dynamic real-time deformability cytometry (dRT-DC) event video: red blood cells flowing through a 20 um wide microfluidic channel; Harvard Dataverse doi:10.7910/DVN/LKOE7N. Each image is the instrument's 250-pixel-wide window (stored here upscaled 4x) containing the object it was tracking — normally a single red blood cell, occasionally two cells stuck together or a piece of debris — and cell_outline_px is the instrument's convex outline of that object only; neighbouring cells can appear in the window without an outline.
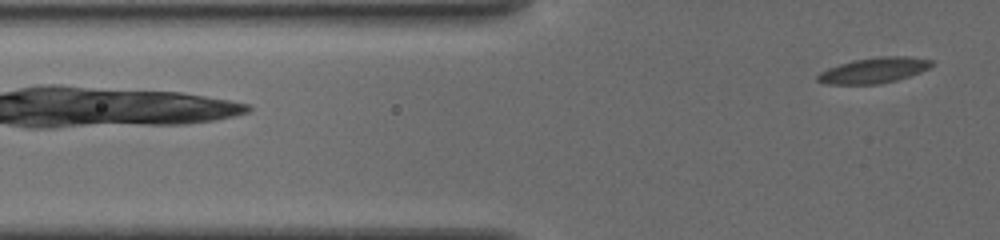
{"species": "common noctule bat (a hibernating species)", "species_latin": "Nyctalus noctula", "temperature_condition": "cold", "stored_images_in_passage": 4, "camera_frame_rate_fps": 3000, "um_per_image_px": 0.085, "animal": {"sex": "female", "body_mass_g": 19.5, "forearm_length_mm": 54.1}, "frame": {"image": 1, "passage_image": 4, "time_ms": 3.0, "image_size_px": [1000, 240], "cell_outline_px": [[936, 64], [920, 72], [896, 80], [876, 84], [824, 84], [816, 80], [816, 76], [820, 72], [828, 68], [852, 60], [880, 56], [908, 56], [932, 60]], "centroid_in_image_um": [74.27, 5.97], "position_along_channel_um": 51.5, "area_um2": 16.99}}